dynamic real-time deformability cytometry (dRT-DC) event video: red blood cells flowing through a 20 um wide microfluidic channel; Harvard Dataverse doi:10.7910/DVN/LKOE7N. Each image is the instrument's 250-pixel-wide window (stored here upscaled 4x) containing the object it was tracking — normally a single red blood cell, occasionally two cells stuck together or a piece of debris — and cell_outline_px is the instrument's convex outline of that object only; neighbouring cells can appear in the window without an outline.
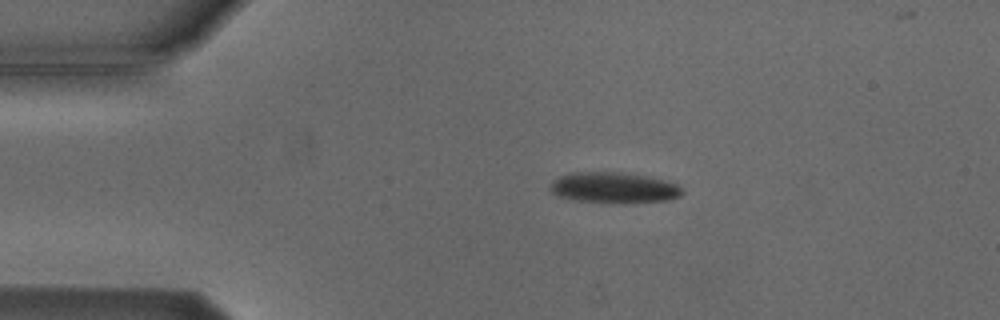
{"species": "Egyptian fruit bat (a non-hibernating species)", "species_latin": "Rousettus aegyptiacus", "temperature_condition": "cold", "stored_images_in_passage": 5, "camera_frame_rate_fps": 3000, "um_per_image_px": 0.085, "animal": {"sex": "male"}, "frame": {"image": 1, "passage_image": 2, "time_ms": 1.333, "image_size_px": [1000, 320], "cell_outline_px": [[684, 192], [680, 196], [668, 200], [576, 200], [560, 196], [552, 192], [548, 188], [552, 180], [560, 176], [572, 172], [620, 172], [644, 176], [664, 180], [676, 184]], "centroid_in_image_um": [52.11, 15.89], "position_along_channel_um": 32.9, "area_um2": 22.43}}
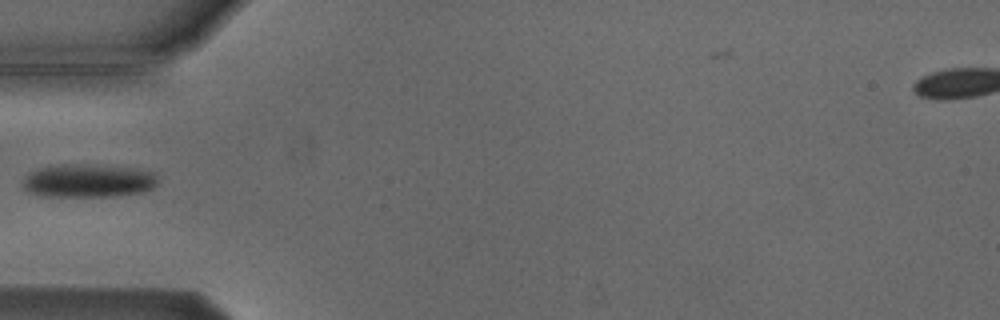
{"frame": {"image": 2, "passage_image": 4, "time_ms": 3.667, "image_size_px": [1000, 320], "cell_outline_px": [[156, 184], [152, 188], [144, 192], [112, 196], [44, 196], [28, 192], [24, 188], [24, 180], [32, 172], [40, 168], [64, 164], [136, 168], [156, 172]], "centroid_in_image_um": [7.55, 15.38], "position_along_channel_um": 77.4, "area_um2": 25.72}}